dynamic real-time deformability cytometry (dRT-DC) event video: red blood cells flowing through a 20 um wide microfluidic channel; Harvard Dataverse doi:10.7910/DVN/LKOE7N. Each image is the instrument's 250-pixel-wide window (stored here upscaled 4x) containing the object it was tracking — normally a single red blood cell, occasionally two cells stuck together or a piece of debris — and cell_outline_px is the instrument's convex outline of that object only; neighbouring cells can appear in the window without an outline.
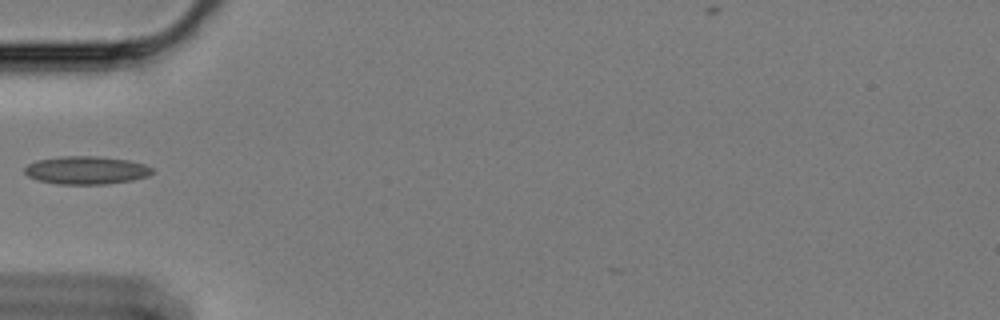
{"species": "Egyptian fruit bat (a non-hibernating species)", "species_latin": "Rousettus aegyptiacus", "temperature_condition": "cold", "stored_images_in_passage": 35, "camera_frame_rate_fps": 3000, "um_per_image_px": 0.085, "animal": {"sex": "female"}, "frame": {"image": 1, "passage_image": 1, "time_ms": 0.0, "image_size_px": [1000, 320], "cell_outline_px": [[156, 172], [148, 176], [132, 180], [104, 184], [56, 184], [36, 180], [28, 176], [24, 172], [24, 168], [28, 164], [36, 160], [60, 156], [100, 156], [128, 160], [144, 164], [152, 168]], "centroid_in_image_um": [7.32, 14.46], "position_along_channel_um": 77.7, "area_um2": 21.04}}
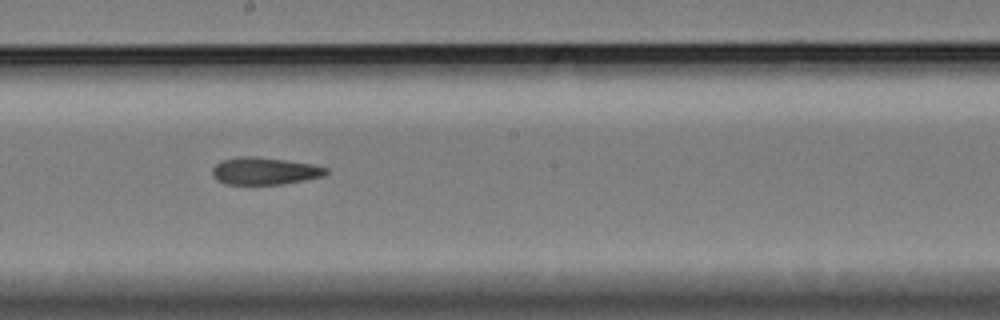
{"frame": {"image": 2, "passage_image": 14, "time_ms": 4.333, "image_size_px": [1000, 320], "cell_outline_px": [[328, 172], [324, 176], [284, 184], [224, 184], [216, 180], [212, 176], [212, 168], [220, 160], [240, 156], [256, 156], [312, 164], [328, 168]], "centroid_in_image_um": [22.46, 14.53], "position_along_channel_um": 225.7, "area_um2": 18.21}}
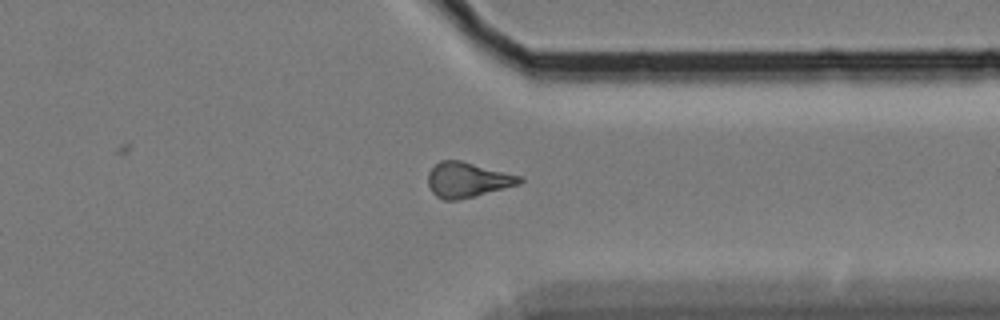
{"frame": {"image": 3, "passage_image": 27, "time_ms": 8.667, "image_size_px": [1000, 320], "cell_outline_px": [[524, 180], [520, 184], [456, 200], [444, 200], [436, 196], [432, 192], [428, 184], [428, 172], [440, 160], [460, 160], [524, 176]], "centroid_in_image_um": [39.75, 15.27], "position_along_channel_um": 371.6, "area_um2": 18.67}}